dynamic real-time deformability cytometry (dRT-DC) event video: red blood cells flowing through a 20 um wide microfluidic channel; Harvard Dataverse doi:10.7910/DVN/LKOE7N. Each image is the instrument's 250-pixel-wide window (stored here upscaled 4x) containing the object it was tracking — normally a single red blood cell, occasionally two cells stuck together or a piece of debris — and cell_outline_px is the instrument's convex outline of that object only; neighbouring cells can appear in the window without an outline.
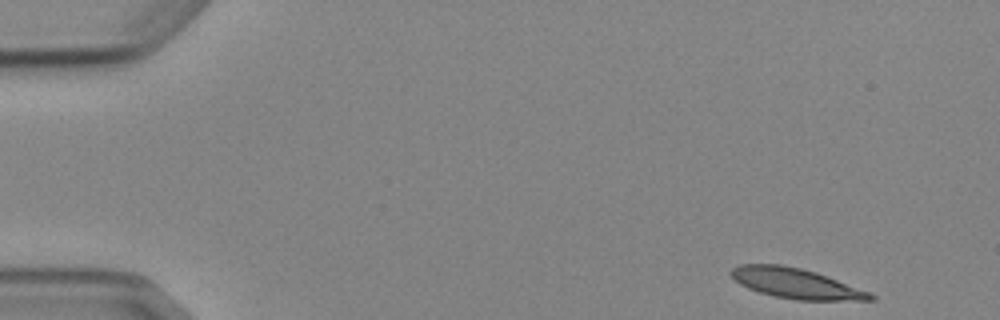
{"species": "Egyptian fruit bat (a non-hibernating species)", "species_latin": "Rousettus aegyptiacus", "temperature_condition": "cold", "stored_images_in_passage": 4, "camera_frame_rate_fps": 3000, "um_per_image_px": 0.085, "animal": {"sex": "female"}, "frame": {"image": 1, "passage_image": 1, "time_ms": 0.0, "image_size_px": [1000, 320], "cell_outline_px": [[876, 300], [796, 300], [772, 296], [748, 288], [740, 284], [728, 272], [732, 268], [740, 264], [780, 264], [800, 268], [816, 272], [828, 276], [872, 292], [876, 296]], "centroid_in_image_um": [67.69, 24.09], "position_along_channel_um": 17.3, "area_um2": 24.68}}
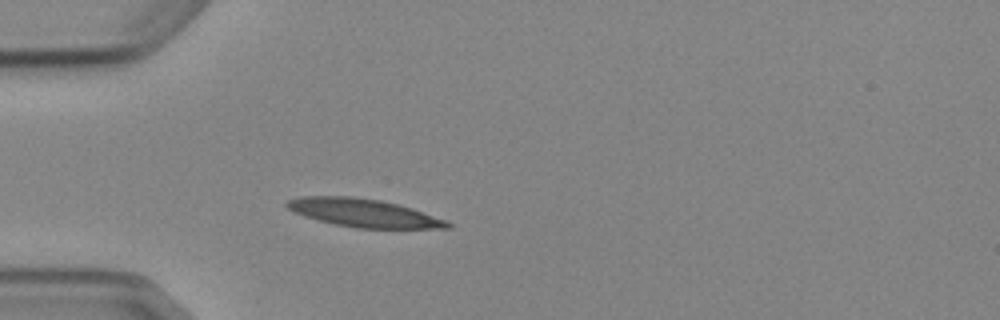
{"frame": {"image": 2, "passage_image": 4, "time_ms": 3.667, "image_size_px": [1000, 320], "cell_outline_px": [[452, 228], [356, 228], [336, 224], [304, 216], [292, 212], [284, 204], [288, 200], [300, 196], [352, 196], [380, 200], [412, 208], [448, 220], [452, 224]], "centroid_in_image_um": [30.92, 18.09], "position_along_channel_um": 54.1, "area_um2": 26.3}}